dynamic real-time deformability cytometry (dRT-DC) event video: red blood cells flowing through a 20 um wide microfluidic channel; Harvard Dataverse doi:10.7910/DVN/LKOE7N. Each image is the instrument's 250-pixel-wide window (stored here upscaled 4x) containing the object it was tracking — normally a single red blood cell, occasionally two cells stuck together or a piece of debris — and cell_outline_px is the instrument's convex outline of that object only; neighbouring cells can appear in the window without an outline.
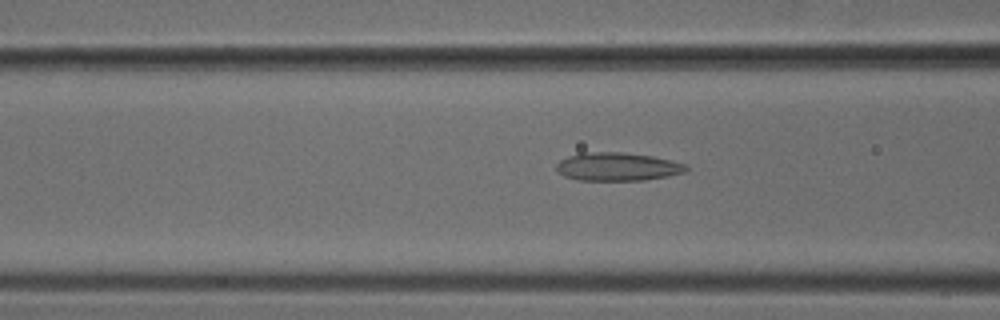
{"species": "common noctule bat (a hibernating species)", "species_latin": "Nyctalus noctula", "temperature_condition": "cold", "stored_images_in_passage": 48, "camera_frame_rate_fps": 3000, "um_per_image_px": 0.085, "animal": {"sex": "male", "body_mass_g": 18.8}, "frame": {"image": 1, "passage_image": 17, "time_ms": 5.333, "image_size_px": [1000, 320], "cell_outline_px": [[688, 168], [684, 172], [668, 176], [644, 180], [576, 180], [564, 176], [556, 172], [556, 164], [560, 160], [568, 156], [580, 152], [624, 152], [652, 156], [672, 160], [688, 164]], "centroid_in_image_um": [52.47, 14.16], "position_along_channel_um": 114.1, "area_um2": 21.62}}
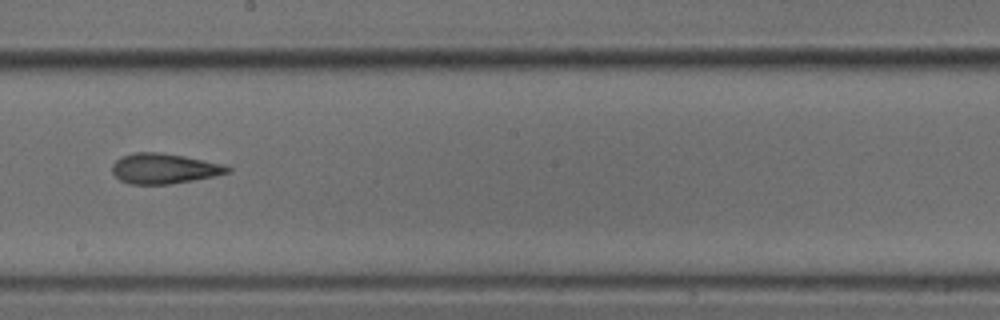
{"frame": {"image": 2, "passage_image": 26, "time_ms": 8.333, "image_size_px": [1000, 320], "cell_outline_px": [[232, 172], [216, 176], [168, 184], [132, 184], [120, 180], [112, 172], [112, 164], [120, 156], [136, 152], [160, 152], [184, 156], [224, 164], [232, 168]], "centroid_in_image_um": [13.97, 14.32], "position_along_channel_um": 234.2, "area_um2": 20.4}}
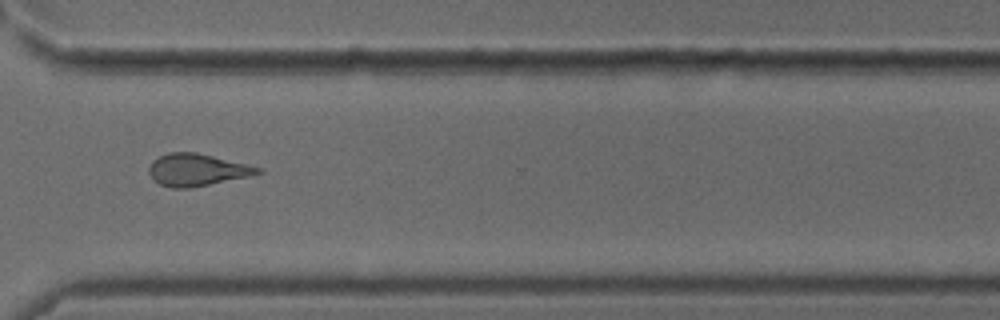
{"frame": {"image": 3, "passage_image": 35, "time_ms": 11.333, "image_size_px": [1000, 320], "cell_outline_px": [[264, 172], [248, 176], [188, 188], [172, 188], [160, 184], [152, 180], [148, 172], [148, 168], [152, 160], [168, 152], [196, 152], [264, 168]], "centroid_in_image_um": [16.71, 14.43], "position_along_channel_um": 353.9, "area_um2": 20.35}}